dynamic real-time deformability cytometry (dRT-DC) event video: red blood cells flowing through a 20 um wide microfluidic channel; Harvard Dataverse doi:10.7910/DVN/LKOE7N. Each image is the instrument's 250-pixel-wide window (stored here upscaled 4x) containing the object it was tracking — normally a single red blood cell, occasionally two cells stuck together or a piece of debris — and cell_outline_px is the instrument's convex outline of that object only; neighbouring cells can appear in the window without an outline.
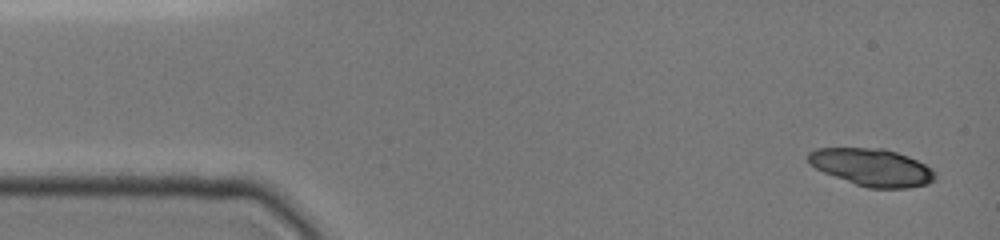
{"species": "common noctule bat (a hibernating species)", "species_latin": "Nyctalus noctula", "temperature_condition": "cold", "stored_images_in_passage": 11, "camera_frame_rate_fps": 3000, "um_per_image_px": 0.085, "animal": {"sex": "female", "body_mass_g": 19.0, "forearm_length_mm": 51.5}, "frame": {"image": 1, "passage_image": 1, "time_ms": 0.0, "image_size_px": [1000, 240], "cell_outline_px": [[936, 176], [928, 184], [908, 188], [868, 188], [856, 184], [824, 172], [808, 164], [808, 152], [816, 148], [884, 148], [908, 156], [932, 168]], "centroid_in_image_um": [74.11, 14.21], "position_along_channel_um": 10.9, "area_um2": 27.51}}
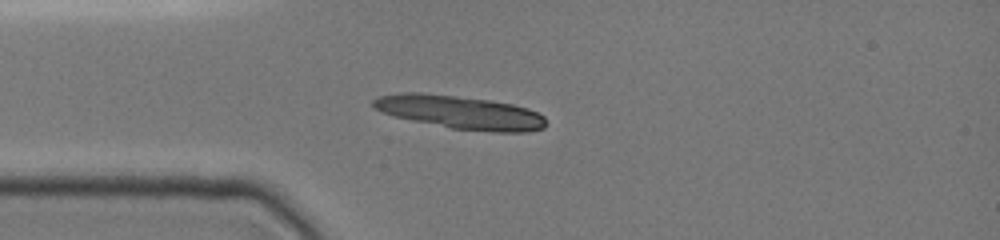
{"frame": {"image": 2, "passage_image": 10, "time_ms": 3.333, "image_size_px": [1000, 240], "cell_outline_px": [[544, 128], [528, 132], [492, 132], [452, 128], [412, 120], [396, 116], [384, 112], [376, 108], [372, 104], [372, 100], [380, 96], [400, 92], [420, 92], [488, 100], [512, 104], [528, 108], [544, 116]], "centroid_in_image_um": [39.14, 9.54], "position_along_channel_um": 45.9, "area_um2": 33.12}}